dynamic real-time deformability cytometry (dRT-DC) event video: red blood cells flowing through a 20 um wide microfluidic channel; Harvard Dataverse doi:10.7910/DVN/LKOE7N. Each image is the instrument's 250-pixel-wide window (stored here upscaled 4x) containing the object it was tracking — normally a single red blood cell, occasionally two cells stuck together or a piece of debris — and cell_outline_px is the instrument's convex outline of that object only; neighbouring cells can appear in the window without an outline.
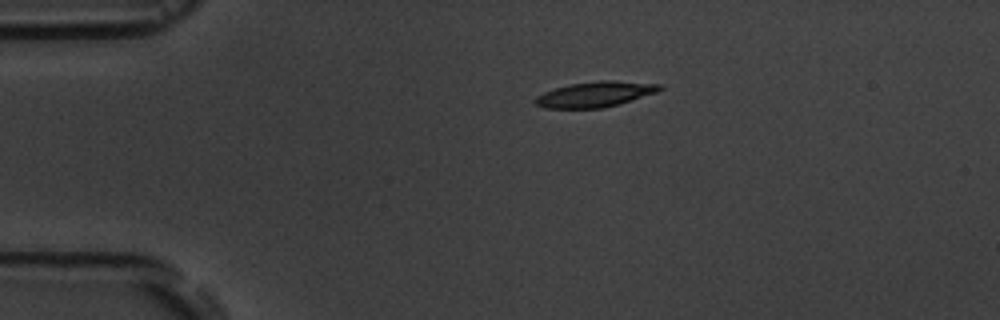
{"species": "common noctule bat (a hibernating species)", "species_latin": "Nyctalus noctula", "temperature_condition": "room temperature", "stored_images_in_passage": 2, "camera_frame_rate_fps": 3000, "um_per_image_px": 0.085, "animal": {"sex": "male", "body_mass_g": 19.5, "forearm_length_mm": 54.6}, "frame": {"image": 1, "passage_image": 1, "time_ms": 0.0, "image_size_px": [1000, 320], "cell_outline_px": [[664, 88], [656, 92], [604, 108], [544, 108], [536, 104], [532, 100], [536, 96], [544, 92], [556, 88], [572, 84], [600, 80], [612, 80], [664, 84]], "centroid_in_image_um": [50.59, 8.01], "position_along_channel_um": 34.4, "area_um2": 18.32}}